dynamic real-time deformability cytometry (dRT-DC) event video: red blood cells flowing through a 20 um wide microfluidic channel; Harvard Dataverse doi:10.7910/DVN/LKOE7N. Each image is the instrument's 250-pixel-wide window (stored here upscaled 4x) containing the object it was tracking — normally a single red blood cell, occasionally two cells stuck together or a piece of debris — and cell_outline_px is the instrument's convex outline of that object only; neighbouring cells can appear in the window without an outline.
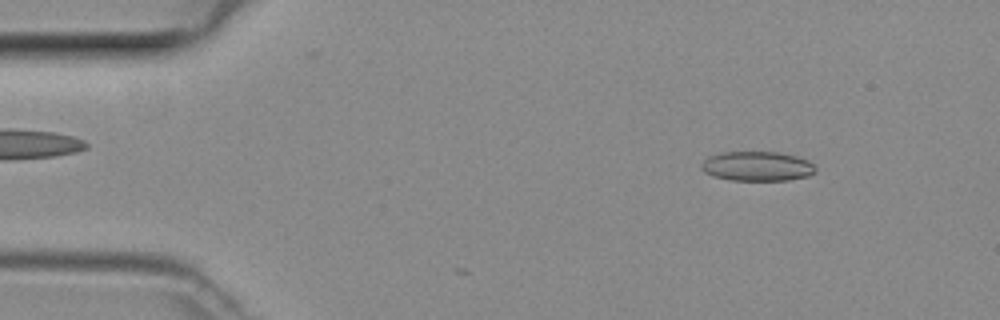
{"species": "common noctule bat (a hibernating species)", "species_latin": "Nyctalus noctula", "temperature_condition": "room temperature", "stored_images_in_passage": 5, "camera_frame_rate_fps": 3000, "um_per_image_px": 0.085, "animal": {"sex": "female", "body_mass_g": 29.2, "forearm_length_mm": 56.3}, "frame": {"image": 1, "passage_image": 5, "time_ms": 1.333, "image_size_px": [1000, 320], "cell_outline_px": [[816, 172], [808, 176], [788, 180], [732, 180], [712, 176], [704, 172], [700, 168], [700, 164], [708, 156], [720, 152], [780, 152], [796, 156], [808, 160], [816, 168]], "centroid_in_image_um": [64.34, 14.12], "position_along_channel_um": 20.7, "area_um2": 19.83}}